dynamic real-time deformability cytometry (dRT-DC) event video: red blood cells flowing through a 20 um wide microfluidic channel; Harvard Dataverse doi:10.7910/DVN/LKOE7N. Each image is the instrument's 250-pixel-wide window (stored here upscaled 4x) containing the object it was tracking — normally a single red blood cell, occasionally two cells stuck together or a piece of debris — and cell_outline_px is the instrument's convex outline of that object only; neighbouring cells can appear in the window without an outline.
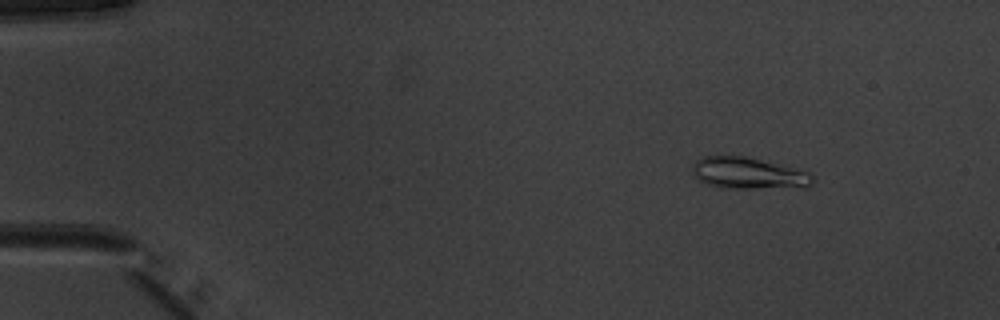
{"species": "common noctule bat (a hibernating species)", "species_latin": "Nyctalus noctula", "temperature_condition": "warm", "stored_images_in_passage": 52, "camera_frame_rate_fps": 3000, "um_per_image_px": 0.085, "animal": {"sex": "male", "body_mass_g": 20.1, "forearm_length_mm": 53.5}, "frame": {"image": 1, "passage_image": 7, "time_ms": 2.0, "image_size_px": [1000, 320], "cell_outline_px": [[812, 184], [804, 188], [720, 188], [704, 184], [696, 176], [692, 168], [696, 160], [704, 156], [744, 156], [780, 164], [808, 172], [812, 176]], "centroid_in_image_um": [63.62, 14.74], "position_along_channel_um": 21.4, "area_um2": 22.14}}
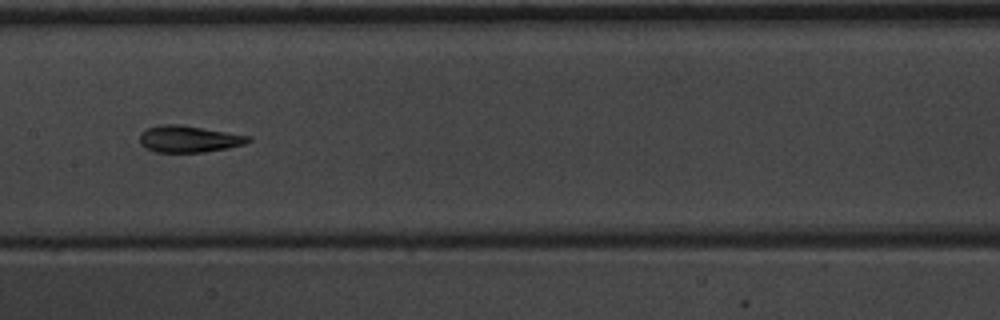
{"frame": {"image": 2, "passage_image": 27, "time_ms": 8.667, "image_size_px": [1000, 320], "cell_outline_px": [[252, 140], [244, 144], [228, 148], [204, 152], [156, 152], [144, 148], [140, 144], [140, 132], [148, 128], [160, 124], [180, 124], [252, 136]], "centroid_in_image_um": [16.05, 11.81], "position_along_channel_um": 191.4, "area_um2": 17.05}}
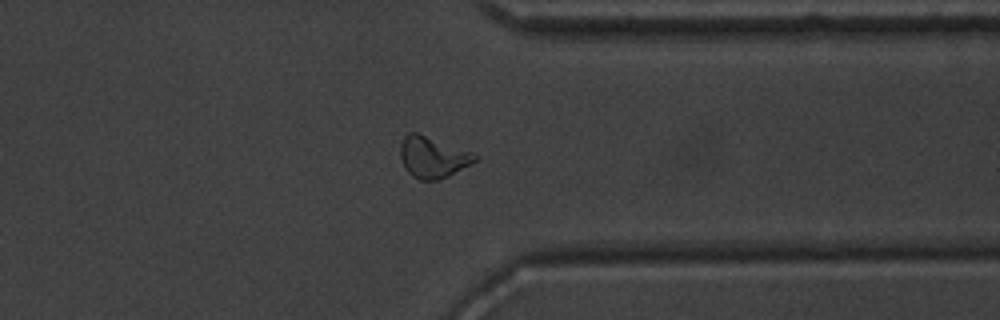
{"frame": {"image": 3, "passage_image": 41, "time_ms": 13.333, "image_size_px": [1000, 320], "cell_outline_px": [[480, 156], [476, 160], [448, 176], [436, 180], [420, 180], [412, 176], [404, 168], [400, 160], [400, 144], [404, 136], [408, 132], [416, 132], [472, 152]], "centroid_in_image_um": [36.74, 13.35], "position_along_channel_um": 374.7, "area_um2": 17.86}, "authors_computed_cell_mechanics": {"area_um2": 17.5134, "velocity_mm_per_s": 3.9808, "shape_relaxation_time_tau1_ms": 5.1035, "shape_relaxation_time_tau2_ms": 2.2022, "deformation_change_tau1": 0.1892, "deformation_change_tau2": 0.0716}}